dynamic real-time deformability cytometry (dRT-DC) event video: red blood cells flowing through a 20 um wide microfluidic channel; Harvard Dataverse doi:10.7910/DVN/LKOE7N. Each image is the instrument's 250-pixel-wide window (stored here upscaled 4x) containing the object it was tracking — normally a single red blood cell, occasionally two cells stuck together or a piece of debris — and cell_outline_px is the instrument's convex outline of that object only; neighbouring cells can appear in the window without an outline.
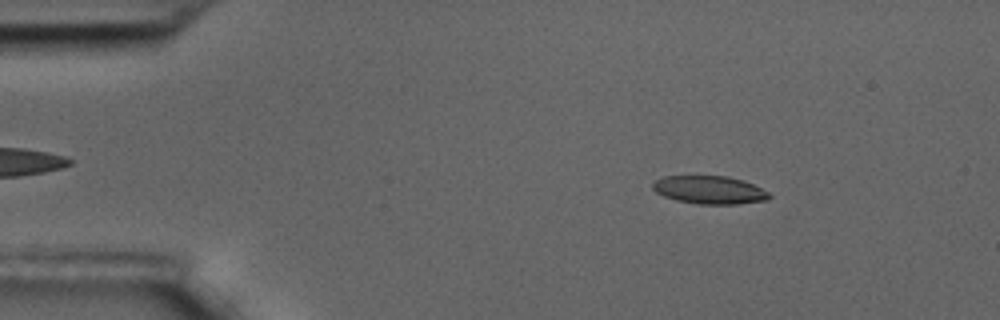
{"species": "common noctule bat (a hibernating species)", "species_latin": "Nyctalus noctula", "temperature_condition": "room temperature", "stored_images_in_passage": 52, "camera_frame_rate_fps": 3000, "um_per_image_px": 0.085, "animal": {"sex": "male", "body_mass_g": 17.5, "forearm_length_mm": 52.3}, "frame": {"image": 1, "passage_image": 2, "time_ms": 0.333, "image_size_px": [1000, 320], "cell_outline_px": [[772, 196], [768, 200], [736, 204], [696, 204], [676, 200], [664, 196], [656, 192], [652, 188], [652, 184], [656, 180], [664, 176], [728, 176], [752, 184], [768, 192]], "centroid_in_image_um": [60.29, 16.15], "position_along_channel_um": 24.7, "area_um2": 18.96}}
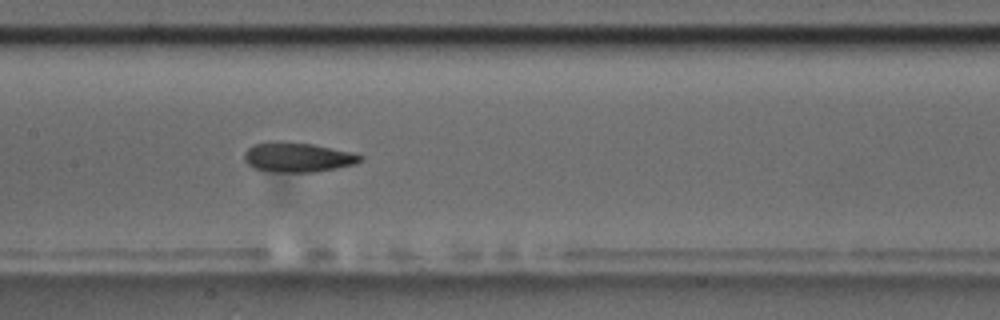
{"frame": {"image": 2, "passage_image": 22, "time_ms": 7.0, "image_size_px": [1000, 320], "cell_outline_px": [[364, 160], [356, 164], [316, 172], [272, 172], [252, 168], [244, 160], [244, 152], [252, 144], [276, 140], [280, 140], [312, 144], [352, 152], [364, 156]], "centroid_in_image_um": [25.29, 13.36], "position_along_channel_um": 182.1, "area_um2": 20.46}}
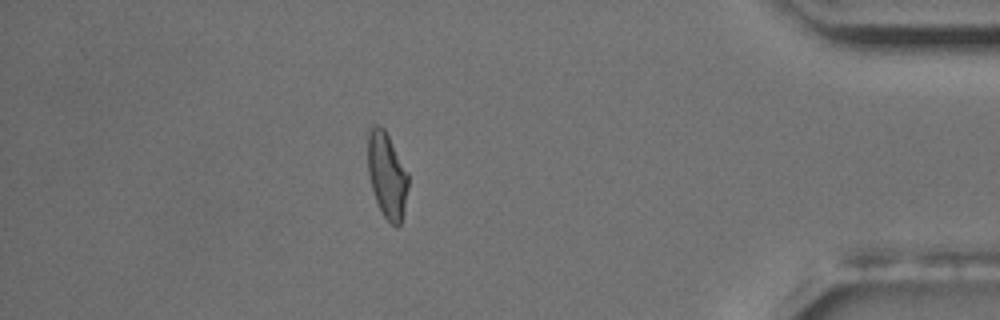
{"frame": {"image": 3, "passage_image": 45, "time_ms": 14.667, "image_size_px": [1000, 320], "cell_outline_px": [[408, 188], [404, 208], [400, 224], [396, 228], [384, 216], [376, 200], [372, 188], [368, 172], [368, 128], [372, 124], [380, 124], [384, 128], [408, 172]], "centroid_in_image_um": [32.88, 14.84], "position_along_channel_um": 402.3, "area_um2": 20.11}, "authors_computed_cell_mechanics": {"area_um2": 20.1433, "velocity_mm_per_s": 3.4124, "shape_relaxation_time_tau1_ms": null, "shape_relaxation_time_tau2_ms": 2.3404, "deformation_change_tau1": null, "deformation_change_tau2": 0.0927}}